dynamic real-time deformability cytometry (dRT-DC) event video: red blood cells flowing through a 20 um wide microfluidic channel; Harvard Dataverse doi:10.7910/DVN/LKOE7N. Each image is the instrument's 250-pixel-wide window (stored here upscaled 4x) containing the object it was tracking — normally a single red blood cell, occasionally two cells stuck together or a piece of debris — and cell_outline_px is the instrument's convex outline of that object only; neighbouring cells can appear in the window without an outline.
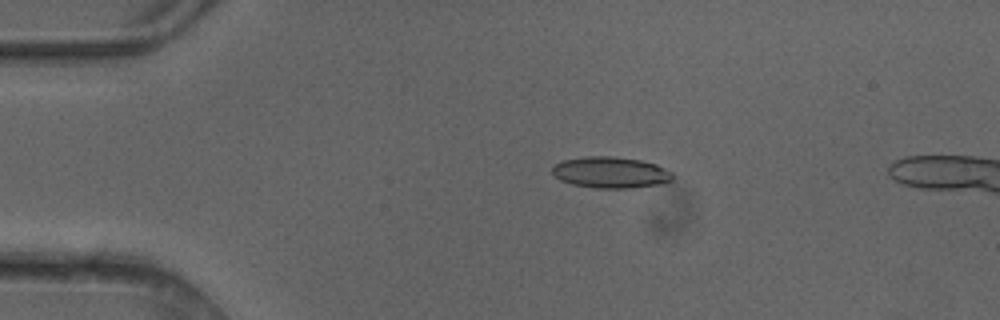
{"species": "common noctule bat (a hibernating species)", "species_latin": "Nyctalus noctula", "temperature_condition": "cold", "stored_images_in_passage": 5, "camera_frame_rate_fps": 3000, "um_per_image_px": 0.085, "animal": {"sex": "female"}, "frame": {"image": 1, "passage_image": 3, "time_ms": 0.667, "image_size_px": [1000, 320], "cell_outline_px": [[672, 180], [664, 184], [632, 188], [596, 188], [572, 184], [560, 180], [552, 176], [552, 164], [564, 160], [584, 156], [612, 156], [640, 160], [656, 164], [672, 172]], "centroid_in_image_um": [51.88, 14.66], "position_along_channel_um": 33.1, "area_um2": 22.2}}